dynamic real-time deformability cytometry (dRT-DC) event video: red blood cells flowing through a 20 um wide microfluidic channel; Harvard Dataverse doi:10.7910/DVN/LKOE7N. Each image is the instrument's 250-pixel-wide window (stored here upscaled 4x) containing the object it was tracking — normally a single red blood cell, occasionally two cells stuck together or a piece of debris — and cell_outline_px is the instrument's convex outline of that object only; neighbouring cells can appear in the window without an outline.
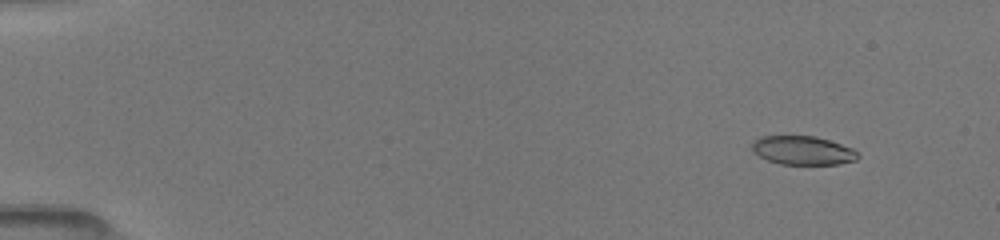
{"species": "common noctule bat (a hibernating species)", "species_latin": "Nyctalus noctula", "temperature_condition": "room temperature", "stored_images_in_passage": 51, "camera_frame_rate_fps": 3000, "um_per_image_px": 0.085, "animal": {"sex": "female", "body_mass_g": 19.5, "forearm_length_mm": 54.1}, "frame": {"image": 1, "passage_image": 5, "time_ms": 1.333, "image_size_px": [1000, 240], "cell_outline_px": [[860, 156], [856, 160], [840, 164], [780, 164], [768, 160], [752, 152], [752, 140], [760, 136], [816, 136], [852, 148]], "centroid_in_image_um": [68.21, 12.78], "position_along_channel_um": 16.8, "area_um2": 17.74}}
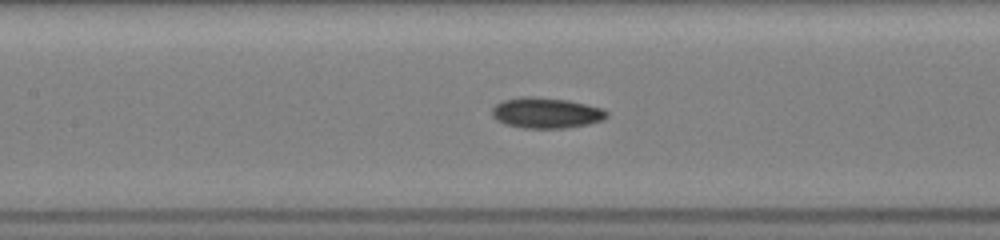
{"frame": {"image": 2, "passage_image": 25, "time_ms": 8.0, "image_size_px": [1000, 240], "cell_outline_px": [[608, 116], [604, 120], [588, 124], [564, 128], [524, 128], [504, 124], [496, 120], [492, 116], [492, 108], [496, 104], [504, 100], [520, 96], [532, 96], [568, 100], [604, 108], [608, 112]], "centroid_in_image_um": [46.43, 9.59], "position_along_channel_um": 161.0, "area_um2": 20.69}}
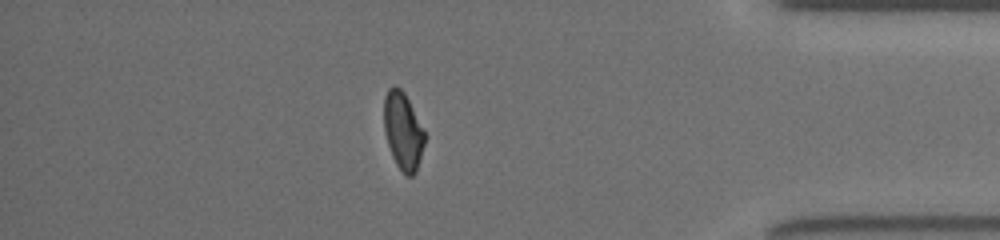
{"frame": {"image": 3, "passage_image": 45, "time_ms": 14.667, "image_size_px": [1000, 240], "cell_outline_px": [[424, 144], [416, 172], [412, 176], [408, 176], [396, 164], [392, 156], [388, 144], [384, 128], [384, 96], [388, 88], [396, 84], [404, 92], [424, 132]], "centroid_in_image_um": [34.23, 11.11], "position_along_channel_um": 401.0, "area_um2": 17.98}, "authors_computed_cell_mechanics": {"area_um2": 19.1896, "velocity_mm_per_s": 4.053, "shape_relaxation_time_tau1_ms": 5.9625, "shape_relaxation_time_tau2_ms": 2.9781, "deformation_change_tau1": 0.1735, "deformation_change_tau2": 0.0809}}